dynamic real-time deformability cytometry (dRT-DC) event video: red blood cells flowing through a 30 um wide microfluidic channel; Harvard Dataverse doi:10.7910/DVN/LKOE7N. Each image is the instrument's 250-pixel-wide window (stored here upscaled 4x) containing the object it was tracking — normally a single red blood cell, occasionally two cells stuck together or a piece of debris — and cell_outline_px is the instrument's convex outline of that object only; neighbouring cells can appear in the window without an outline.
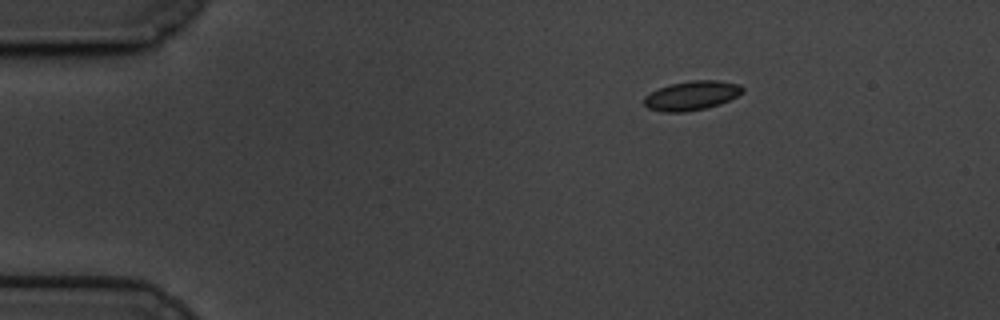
{"species": "common noctule bat (a hibernating species)", "species_latin": "Nyctalus noctula", "temperature_condition": "cold", "stored_images_in_passage": 15, "camera_frame_rate_fps": 3000, "um_per_image_px": 0.085, "animal": {"sex": "male", "body_mass_g": 19.5, "forearm_length_mm": 54.6}, "frame": {"image": 1, "passage_image": 1, "time_ms": 0.0, "image_size_px": [1000, 320], "cell_outline_px": [[744, 92], [720, 104], [704, 108], [684, 112], [664, 112], [648, 108], [644, 104], [644, 96], [660, 88], [672, 84], [692, 80], [716, 80], [740, 84], [744, 88]], "centroid_in_image_um": [58.81, 8.12], "position_along_channel_um": 26.2, "area_um2": 16.59}}
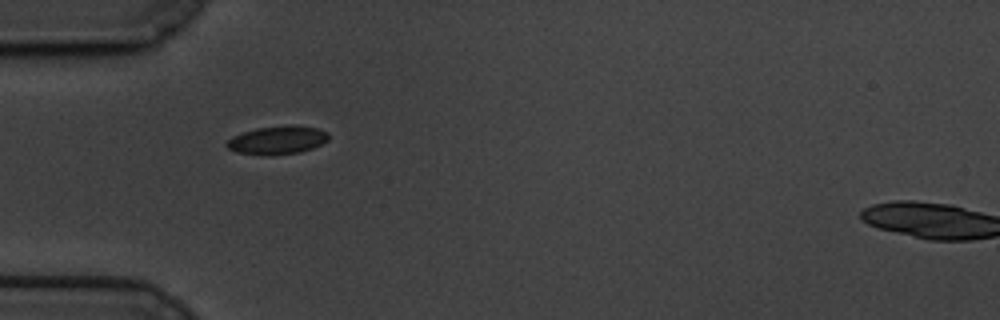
{"frame": {"image": 2, "passage_image": 10, "time_ms": 3.0, "image_size_px": [1000, 320], "cell_outline_px": [[328, 140], [312, 148], [300, 152], [272, 156], [264, 156], [236, 152], [228, 148], [224, 144], [232, 136], [256, 128], [288, 124], [296, 124], [316, 128], [328, 132]], "centroid_in_image_um": [23.56, 11.91], "position_along_channel_um": 61.4, "area_um2": 17.11}}
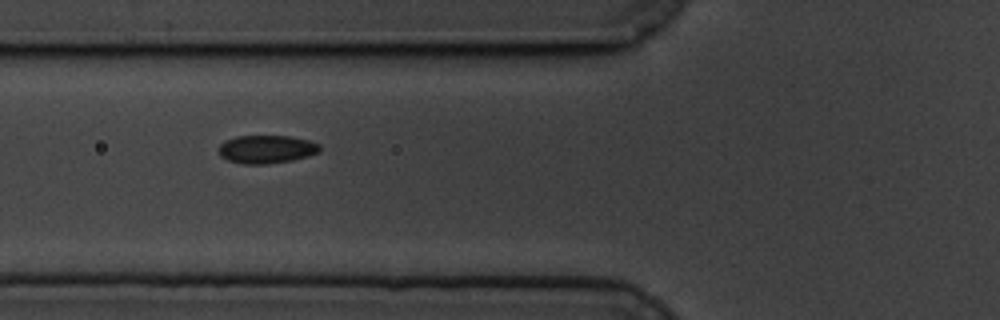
{"frame": {"image": 3, "passage_image": 14, "time_ms": 4.333, "image_size_px": [1000, 320], "cell_outline_px": [[320, 152], [308, 156], [292, 160], [268, 164], [244, 164], [228, 160], [220, 156], [220, 144], [224, 140], [236, 136], [288, 136], [308, 140], [320, 144]], "centroid_in_image_um": [22.66, 12.68], "position_along_channel_um": 103.1, "area_um2": 16.59}}